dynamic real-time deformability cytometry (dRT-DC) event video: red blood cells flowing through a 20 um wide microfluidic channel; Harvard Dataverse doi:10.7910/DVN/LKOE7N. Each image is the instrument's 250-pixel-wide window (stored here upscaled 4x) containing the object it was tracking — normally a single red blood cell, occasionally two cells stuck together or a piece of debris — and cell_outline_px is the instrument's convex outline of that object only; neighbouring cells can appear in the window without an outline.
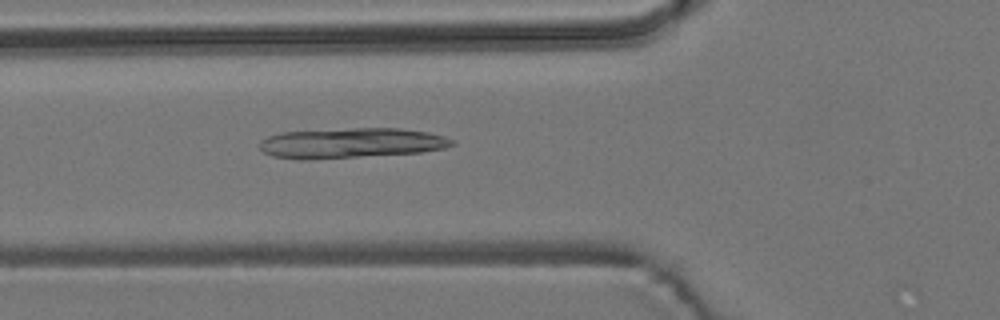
{"species": "common noctule bat (a hibernating species)", "species_latin": "Nyctalus noctula", "temperature_condition": "room temperature", "stored_images_in_passage": 3, "camera_frame_rate_fps": 3000, "um_per_image_px": 0.085, "animal": {"sex": "male", "body_mass_g": 19.2, "forearm_length_mm": 51.8}, "frame": {"image": 1, "passage_image": 3, "time_ms": 0.667, "image_size_px": [1000, 320], "cell_outline_px": [[456, 144], [444, 148], [420, 152], [312, 160], [300, 160], [272, 156], [264, 152], [260, 148], [260, 140], [268, 136], [284, 132], [352, 128], [400, 128], [428, 132], [444, 136], [452, 140]], "centroid_in_image_um": [29.83, 12.16], "position_along_channel_um": 96.0, "area_um2": 33.87}}